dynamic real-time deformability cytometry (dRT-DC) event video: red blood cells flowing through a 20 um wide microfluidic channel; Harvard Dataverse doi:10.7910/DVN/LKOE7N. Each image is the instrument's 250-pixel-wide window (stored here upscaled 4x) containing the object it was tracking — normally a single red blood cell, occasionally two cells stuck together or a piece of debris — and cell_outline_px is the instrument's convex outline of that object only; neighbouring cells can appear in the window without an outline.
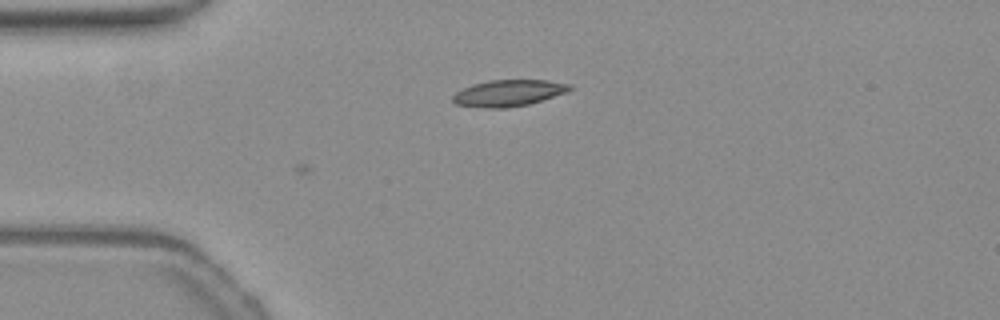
{"species": "common noctule bat (a hibernating species)", "species_latin": "Nyctalus noctula", "temperature_condition": "warm", "stored_images_in_passage": 10, "camera_frame_rate_fps": 3000, "um_per_image_px": 0.085, "animal": {"sex": "female", "body_mass_g": 19.3, "forearm_length_mm": 54.1}, "frame": {"image": 1, "passage_image": 10, "time_ms": 3.0, "image_size_px": [1000, 320], "cell_outline_px": [[572, 88], [568, 92], [528, 104], [508, 108], [484, 108], [456, 104], [452, 100], [452, 96], [456, 92], [472, 84], [488, 80], [548, 80], [572, 84]], "centroid_in_image_um": [43.24, 7.9], "position_along_channel_um": 41.8, "area_um2": 18.09}}